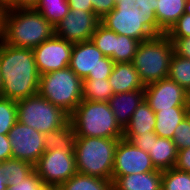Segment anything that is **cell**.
<instances>
[{
  "label": "cell",
  "mask_w": 190,
  "mask_h": 190,
  "mask_svg": "<svg viewBox=\"0 0 190 190\" xmlns=\"http://www.w3.org/2000/svg\"><path fill=\"white\" fill-rule=\"evenodd\" d=\"M2 97L19 101L36 95L40 75L32 49L15 47L0 41Z\"/></svg>",
  "instance_id": "cell-1"
},
{
  "label": "cell",
  "mask_w": 190,
  "mask_h": 190,
  "mask_svg": "<svg viewBox=\"0 0 190 190\" xmlns=\"http://www.w3.org/2000/svg\"><path fill=\"white\" fill-rule=\"evenodd\" d=\"M54 34V26L33 8L7 9L2 39L5 44L33 50Z\"/></svg>",
  "instance_id": "cell-2"
},
{
  "label": "cell",
  "mask_w": 190,
  "mask_h": 190,
  "mask_svg": "<svg viewBox=\"0 0 190 190\" xmlns=\"http://www.w3.org/2000/svg\"><path fill=\"white\" fill-rule=\"evenodd\" d=\"M120 139L76 137L74 156L77 172L112 181L115 150Z\"/></svg>",
  "instance_id": "cell-3"
},
{
  "label": "cell",
  "mask_w": 190,
  "mask_h": 190,
  "mask_svg": "<svg viewBox=\"0 0 190 190\" xmlns=\"http://www.w3.org/2000/svg\"><path fill=\"white\" fill-rule=\"evenodd\" d=\"M76 137L123 138L108 102L82 100L70 115Z\"/></svg>",
  "instance_id": "cell-4"
},
{
  "label": "cell",
  "mask_w": 190,
  "mask_h": 190,
  "mask_svg": "<svg viewBox=\"0 0 190 190\" xmlns=\"http://www.w3.org/2000/svg\"><path fill=\"white\" fill-rule=\"evenodd\" d=\"M173 54V42L166 34L154 36L139 44L132 63L145 86L168 77Z\"/></svg>",
  "instance_id": "cell-5"
},
{
  "label": "cell",
  "mask_w": 190,
  "mask_h": 190,
  "mask_svg": "<svg viewBox=\"0 0 190 190\" xmlns=\"http://www.w3.org/2000/svg\"><path fill=\"white\" fill-rule=\"evenodd\" d=\"M38 93L69 116L82 101L83 80L70 68L40 75Z\"/></svg>",
  "instance_id": "cell-6"
},
{
  "label": "cell",
  "mask_w": 190,
  "mask_h": 190,
  "mask_svg": "<svg viewBox=\"0 0 190 190\" xmlns=\"http://www.w3.org/2000/svg\"><path fill=\"white\" fill-rule=\"evenodd\" d=\"M101 23L113 32L129 36L140 42L165 34L156 22L155 12H144L143 9L129 5H115Z\"/></svg>",
  "instance_id": "cell-7"
},
{
  "label": "cell",
  "mask_w": 190,
  "mask_h": 190,
  "mask_svg": "<svg viewBox=\"0 0 190 190\" xmlns=\"http://www.w3.org/2000/svg\"><path fill=\"white\" fill-rule=\"evenodd\" d=\"M17 121L42 134L64 127L69 122V115L54 106L39 93L16 101Z\"/></svg>",
  "instance_id": "cell-8"
},
{
  "label": "cell",
  "mask_w": 190,
  "mask_h": 190,
  "mask_svg": "<svg viewBox=\"0 0 190 190\" xmlns=\"http://www.w3.org/2000/svg\"><path fill=\"white\" fill-rule=\"evenodd\" d=\"M115 62L90 41L73 43L69 67L84 79H108Z\"/></svg>",
  "instance_id": "cell-9"
},
{
  "label": "cell",
  "mask_w": 190,
  "mask_h": 190,
  "mask_svg": "<svg viewBox=\"0 0 190 190\" xmlns=\"http://www.w3.org/2000/svg\"><path fill=\"white\" fill-rule=\"evenodd\" d=\"M34 171L55 190L77 173L74 149L46 150L34 165Z\"/></svg>",
  "instance_id": "cell-10"
},
{
  "label": "cell",
  "mask_w": 190,
  "mask_h": 190,
  "mask_svg": "<svg viewBox=\"0 0 190 190\" xmlns=\"http://www.w3.org/2000/svg\"><path fill=\"white\" fill-rule=\"evenodd\" d=\"M12 158L33 166L46 151L44 134L17 121L8 133Z\"/></svg>",
  "instance_id": "cell-11"
},
{
  "label": "cell",
  "mask_w": 190,
  "mask_h": 190,
  "mask_svg": "<svg viewBox=\"0 0 190 190\" xmlns=\"http://www.w3.org/2000/svg\"><path fill=\"white\" fill-rule=\"evenodd\" d=\"M100 23L101 19L93 11L70 9L54 27V33L72 43L90 41Z\"/></svg>",
  "instance_id": "cell-12"
},
{
  "label": "cell",
  "mask_w": 190,
  "mask_h": 190,
  "mask_svg": "<svg viewBox=\"0 0 190 190\" xmlns=\"http://www.w3.org/2000/svg\"><path fill=\"white\" fill-rule=\"evenodd\" d=\"M73 43L55 34L33 49L39 75L69 67Z\"/></svg>",
  "instance_id": "cell-13"
},
{
  "label": "cell",
  "mask_w": 190,
  "mask_h": 190,
  "mask_svg": "<svg viewBox=\"0 0 190 190\" xmlns=\"http://www.w3.org/2000/svg\"><path fill=\"white\" fill-rule=\"evenodd\" d=\"M157 171L146 151L136 147L132 142L121 138L118 141L112 177Z\"/></svg>",
  "instance_id": "cell-14"
},
{
  "label": "cell",
  "mask_w": 190,
  "mask_h": 190,
  "mask_svg": "<svg viewBox=\"0 0 190 190\" xmlns=\"http://www.w3.org/2000/svg\"><path fill=\"white\" fill-rule=\"evenodd\" d=\"M144 94L154 112L171 107H188V91L168 77L146 85Z\"/></svg>",
  "instance_id": "cell-15"
},
{
  "label": "cell",
  "mask_w": 190,
  "mask_h": 190,
  "mask_svg": "<svg viewBox=\"0 0 190 190\" xmlns=\"http://www.w3.org/2000/svg\"><path fill=\"white\" fill-rule=\"evenodd\" d=\"M145 99L144 90L114 94L108 101L117 123L124 130L132 114Z\"/></svg>",
  "instance_id": "cell-16"
},
{
  "label": "cell",
  "mask_w": 190,
  "mask_h": 190,
  "mask_svg": "<svg viewBox=\"0 0 190 190\" xmlns=\"http://www.w3.org/2000/svg\"><path fill=\"white\" fill-rule=\"evenodd\" d=\"M108 80L114 94L144 90L145 88L132 62L115 63Z\"/></svg>",
  "instance_id": "cell-17"
},
{
  "label": "cell",
  "mask_w": 190,
  "mask_h": 190,
  "mask_svg": "<svg viewBox=\"0 0 190 190\" xmlns=\"http://www.w3.org/2000/svg\"><path fill=\"white\" fill-rule=\"evenodd\" d=\"M112 190H162V171L112 177Z\"/></svg>",
  "instance_id": "cell-18"
},
{
  "label": "cell",
  "mask_w": 190,
  "mask_h": 190,
  "mask_svg": "<svg viewBox=\"0 0 190 190\" xmlns=\"http://www.w3.org/2000/svg\"><path fill=\"white\" fill-rule=\"evenodd\" d=\"M148 154L156 170L160 171L174 168L177 160L175 143L168 138H152V145Z\"/></svg>",
  "instance_id": "cell-19"
},
{
  "label": "cell",
  "mask_w": 190,
  "mask_h": 190,
  "mask_svg": "<svg viewBox=\"0 0 190 190\" xmlns=\"http://www.w3.org/2000/svg\"><path fill=\"white\" fill-rule=\"evenodd\" d=\"M155 115L154 132L158 137L173 139L174 130L187 116V107H171V109L155 112Z\"/></svg>",
  "instance_id": "cell-20"
},
{
  "label": "cell",
  "mask_w": 190,
  "mask_h": 190,
  "mask_svg": "<svg viewBox=\"0 0 190 190\" xmlns=\"http://www.w3.org/2000/svg\"><path fill=\"white\" fill-rule=\"evenodd\" d=\"M187 0H157L156 22L166 34L185 13Z\"/></svg>",
  "instance_id": "cell-21"
},
{
  "label": "cell",
  "mask_w": 190,
  "mask_h": 190,
  "mask_svg": "<svg viewBox=\"0 0 190 190\" xmlns=\"http://www.w3.org/2000/svg\"><path fill=\"white\" fill-rule=\"evenodd\" d=\"M155 126V112L144 99L132 114L129 124L123 130V134H144V132L154 131Z\"/></svg>",
  "instance_id": "cell-22"
},
{
  "label": "cell",
  "mask_w": 190,
  "mask_h": 190,
  "mask_svg": "<svg viewBox=\"0 0 190 190\" xmlns=\"http://www.w3.org/2000/svg\"><path fill=\"white\" fill-rule=\"evenodd\" d=\"M55 190H112V181L77 172Z\"/></svg>",
  "instance_id": "cell-23"
},
{
  "label": "cell",
  "mask_w": 190,
  "mask_h": 190,
  "mask_svg": "<svg viewBox=\"0 0 190 190\" xmlns=\"http://www.w3.org/2000/svg\"><path fill=\"white\" fill-rule=\"evenodd\" d=\"M75 132L69 121L64 127L44 134L45 150L74 149Z\"/></svg>",
  "instance_id": "cell-24"
},
{
  "label": "cell",
  "mask_w": 190,
  "mask_h": 190,
  "mask_svg": "<svg viewBox=\"0 0 190 190\" xmlns=\"http://www.w3.org/2000/svg\"><path fill=\"white\" fill-rule=\"evenodd\" d=\"M114 95L108 79H84L82 100L108 102Z\"/></svg>",
  "instance_id": "cell-25"
},
{
  "label": "cell",
  "mask_w": 190,
  "mask_h": 190,
  "mask_svg": "<svg viewBox=\"0 0 190 190\" xmlns=\"http://www.w3.org/2000/svg\"><path fill=\"white\" fill-rule=\"evenodd\" d=\"M33 170L32 164L16 158L0 162V174L6 179L8 185L23 181Z\"/></svg>",
  "instance_id": "cell-26"
},
{
  "label": "cell",
  "mask_w": 190,
  "mask_h": 190,
  "mask_svg": "<svg viewBox=\"0 0 190 190\" xmlns=\"http://www.w3.org/2000/svg\"><path fill=\"white\" fill-rule=\"evenodd\" d=\"M56 26L70 11L67 0H39L33 8Z\"/></svg>",
  "instance_id": "cell-27"
},
{
  "label": "cell",
  "mask_w": 190,
  "mask_h": 190,
  "mask_svg": "<svg viewBox=\"0 0 190 190\" xmlns=\"http://www.w3.org/2000/svg\"><path fill=\"white\" fill-rule=\"evenodd\" d=\"M140 43L134 38L115 33V50L111 59L115 63L133 62Z\"/></svg>",
  "instance_id": "cell-28"
},
{
  "label": "cell",
  "mask_w": 190,
  "mask_h": 190,
  "mask_svg": "<svg viewBox=\"0 0 190 190\" xmlns=\"http://www.w3.org/2000/svg\"><path fill=\"white\" fill-rule=\"evenodd\" d=\"M168 78L177 82L186 91L190 90V59L175 52L170 61Z\"/></svg>",
  "instance_id": "cell-29"
},
{
  "label": "cell",
  "mask_w": 190,
  "mask_h": 190,
  "mask_svg": "<svg viewBox=\"0 0 190 190\" xmlns=\"http://www.w3.org/2000/svg\"><path fill=\"white\" fill-rule=\"evenodd\" d=\"M162 190H190V173L175 168L162 171Z\"/></svg>",
  "instance_id": "cell-30"
},
{
  "label": "cell",
  "mask_w": 190,
  "mask_h": 190,
  "mask_svg": "<svg viewBox=\"0 0 190 190\" xmlns=\"http://www.w3.org/2000/svg\"><path fill=\"white\" fill-rule=\"evenodd\" d=\"M91 41L105 57H112L115 50V32L100 23L92 34Z\"/></svg>",
  "instance_id": "cell-31"
},
{
  "label": "cell",
  "mask_w": 190,
  "mask_h": 190,
  "mask_svg": "<svg viewBox=\"0 0 190 190\" xmlns=\"http://www.w3.org/2000/svg\"><path fill=\"white\" fill-rule=\"evenodd\" d=\"M17 122V103L9 98L0 97V134L8 135Z\"/></svg>",
  "instance_id": "cell-32"
},
{
  "label": "cell",
  "mask_w": 190,
  "mask_h": 190,
  "mask_svg": "<svg viewBox=\"0 0 190 190\" xmlns=\"http://www.w3.org/2000/svg\"><path fill=\"white\" fill-rule=\"evenodd\" d=\"M7 190H51L33 170L23 181L8 185Z\"/></svg>",
  "instance_id": "cell-33"
},
{
  "label": "cell",
  "mask_w": 190,
  "mask_h": 190,
  "mask_svg": "<svg viewBox=\"0 0 190 190\" xmlns=\"http://www.w3.org/2000/svg\"><path fill=\"white\" fill-rule=\"evenodd\" d=\"M173 142L178 150L190 148V119L186 116L174 130Z\"/></svg>",
  "instance_id": "cell-34"
},
{
  "label": "cell",
  "mask_w": 190,
  "mask_h": 190,
  "mask_svg": "<svg viewBox=\"0 0 190 190\" xmlns=\"http://www.w3.org/2000/svg\"><path fill=\"white\" fill-rule=\"evenodd\" d=\"M168 38L190 37V14L184 13L166 33Z\"/></svg>",
  "instance_id": "cell-35"
},
{
  "label": "cell",
  "mask_w": 190,
  "mask_h": 190,
  "mask_svg": "<svg viewBox=\"0 0 190 190\" xmlns=\"http://www.w3.org/2000/svg\"><path fill=\"white\" fill-rule=\"evenodd\" d=\"M157 134L154 131L144 132V134H123V138L132 142L136 147L149 153L152 138H157Z\"/></svg>",
  "instance_id": "cell-36"
},
{
  "label": "cell",
  "mask_w": 190,
  "mask_h": 190,
  "mask_svg": "<svg viewBox=\"0 0 190 190\" xmlns=\"http://www.w3.org/2000/svg\"><path fill=\"white\" fill-rule=\"evenodd\" d=\"M93 6V12L100 19L115 8V0H90Z\"/></svg>",
  "instance_id": "cell-37"
},
{
  "label": "cell",
  "mask_w": 190,
  "mask_h": 190,
  "mask_svg": "<svg viewBox=\"0 0 190 190\" xmlns=\"http://www.w3.org/2000/svg\"><path fill=\"white\" fill-rule=\"evenodd\" d=\"M169 39L173 42L174 52L177 55L190 59V37Z\"/></svg>",
  "instance_id": "cell-38"
},
{
  "label": "cell",
  "mask_w": 190,
  "mask_h": 190,
  "mask_svg": "<svg viewBox=\"0 0 190 190\" xmlns=\"http://www.w3.org/2000/svg\"><path fill=\"white\" fill-rule=\"evenodd\" d=\"M174 168L182 172L190 173V148L177 151V160Z\"/></svg>",
  "instance_id": "cell-39"
},
{
  "label": "cell",
  "mask_w": 190,
  "mask_h": 190,
  "mask_svg": "<svg viewBox=\"0 0 190 190\" xmlns=\"http://www.w3.org/2000/svg\"><path fill=\"white\" fill-rule=\"evenodd\" d=\"M12 158L11 145L8 135L0 134V161Z\"/></svg>",
  "instance_id": "cell-40"
},
{
  "label": "cell",
  "mask_w": 190,
  "mask_h": 190,
  "mask_svg": "<svg viewBox=\"0 0 190 190\" xmlns=\"http://www.w3.org/2000/svg\"><path fill=\"white\" fill-rule=\"evenodd\" d=\"M39 0H9L6 3L7 9L12 8H34Z\"/></svg>",
  "instance_id": "cell-41"
},
{
  "label": "cell",
  "mask_w": 190,
  "mask_h": 190,
  "mask_svg": "<svg viewBox=\"0 0 190 190\" xmlns=\"http://www.w3.org/2000/svg\"><path fill=\"white\" fill-rule=\"evenodd\" d=\"M70 9H78L83 11H93L90 0H67Z\"/></svg>",
  "instance_id": "cell-42"
},
{
  "label": "cell",
  "mask_w": 190,
  "mask_h": 190,
  "mask_svg": "<svg viewBox=\"0 0 190 190\" xmlns=\"http://www.w3.org/2000/svg\"><path fill=\"white\" fill-rule=\"evenodd\" d=\"M157 0H135L134 7L143 9L144 12H156Z\"/></svg>",
  "instance_id": "cell-43"
},
{
  "label": "cell",
  "mask_w": 190,
  "mask_h": 190,
  "mask_svg": "<svg viewBox=\"0 0 190 190\" xmlns=\"http://www.w3.org/2000/svg\"><path fill=\"white\" fill-rule=\"evenodd\" d=\"M6 11V4L0 1V41L3 39Z\"/></svg>",
  "instance_id": "cell-44"
},
{
  "label": "cell",
  "mask_w": 190,
  "mask_h": 190,
  "mask_svg": "<svg viewBox=\"0 0 190 190\" xmlns=\"http://www.w3.org/2000/svg\"><path fill=\"white\" fill-rule=\"evenodd\" d=\"M116 5H129L130 7H134L135 0H115Z\"/></svg>",
  "instance_id": "cell-45"
},
{
  "label": "cell",
  "mask_w": 190,
  "mask_h": 190,
  "mask_svg": "<svg viewBox=\"0 0 190 190\" xmlns=\"http://www.w3.org/2000/svg\"><path fill=\"white\" fill-rule=\"evenodd\" d=\"M8 184L6 179L0 174V190H7Z\"/></svg>",
  "instance_id": "cell-46"
},
{
  "label": "cell",
  "mask_w": 190,
  "mask_h": 190,
  "mask_svg": "<svg viewBox=\"0 0 190 190\" xmlns=\"http://www.w3.org/2000/svg\"><path fill=\"white\" fill-rule=\"evenodd\" d=\"M185 13L186 14H190V0L186 1V4H185Z\"/></svg>",
  "instance_id": "cell-47"
},
{
  "label": "cell",
  "mask_w": 190,
  "mask_h": 190,
  "mask_svg": "<svg viewBox=\"0 0 190 190\" xmlns=\"http://www.w3.org/2000/svg\"><path fill=\"white\" fill-rule=\"evenodd\" d=\"M2 85H3V82H2L1 73H0V97H2Z\"/></svg>",
  "instance_id": "cell-48"
},
{
  "label": "cell",
  "mask_w": 190,
  "mask_h": 190,
  "mask_svg": "<svg viewBox=\"0 0 190 190\" xmlns=\"http://www.w3.org/2000/svg\"><path fill=\"white\" fill-rule=\"evenodd\" d=\"M187 116L190 119V104H188V107H187Z\"/></svg>",
  "instance_id": "cell-49"
},
{
  "label": "cell",
  "mask_w": 190,
  "mask_h": 190,
  "mask_svg": "<svg viewBox=\"0 0 190 190\" xmlns=\"http://www.w3.org/2000/svg\"><path fill=\"white\" fill-rule=\"evenodd\" d=\"M188 104H190V90L188 91Z\"/></svg>",
  "instance_id": "cell-50"
},
{
  "label": "cell",
  "mask_w": 190,
  "mask_h": 190,
  "mask_svg": "<svg viewBox=\"0 0 190 190\" xmlns=\"http://www.w3.org/2000/svg\"><path fill=\"white\" fill-rule=\"evenodd\" d=\"M0 1L6 4L9 0H0Z\"/></svg>",
  "instance_id": "cell-51"
}]
</instances>
